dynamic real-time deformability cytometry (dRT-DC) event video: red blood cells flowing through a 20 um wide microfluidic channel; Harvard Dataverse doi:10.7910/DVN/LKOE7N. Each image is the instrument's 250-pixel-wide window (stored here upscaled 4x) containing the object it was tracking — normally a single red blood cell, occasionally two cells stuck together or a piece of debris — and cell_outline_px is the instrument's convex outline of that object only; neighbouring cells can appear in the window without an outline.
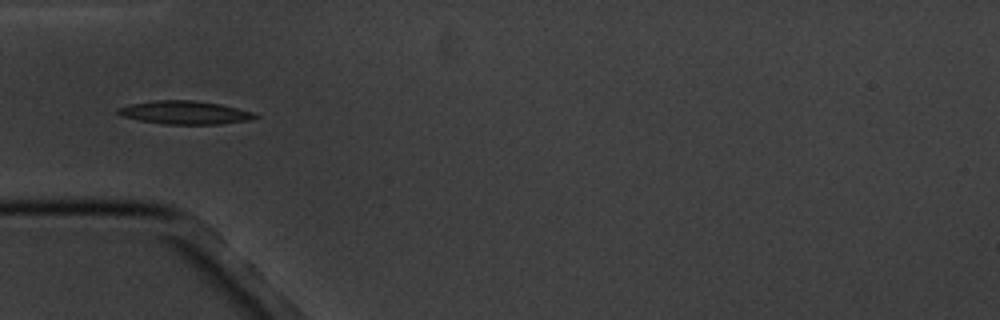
{"species": "common noctule bat (a hibernating species)", "species_latin": "Nyctalus noctula", "temperature_condition": "cold", "stored_images_in_passage": 6, "camera_frame_rate_fps": 3000, "um_per_image_px": 0.085, "animal": {"sex": "male", "body_mass_g": 20.1, "forearm_length_mm": 53.5}, "frame": {"image": 1, "passage_image": 5, "time_ms": 5.333, "image_size_px": [1000, 320], "cell_outline_px": [[260, 116], [248, 120], [220, 124], [164, 124], [140, 120], [120, 116], [116, 112], [116, 108], [132, 104], [156, 100], [192, 100], [220, 104], [252, 112]], "centroid_in_image_um": [15.67, 9.57], "position_along_channel_um": 69.3, "area_um2": 18.44}}
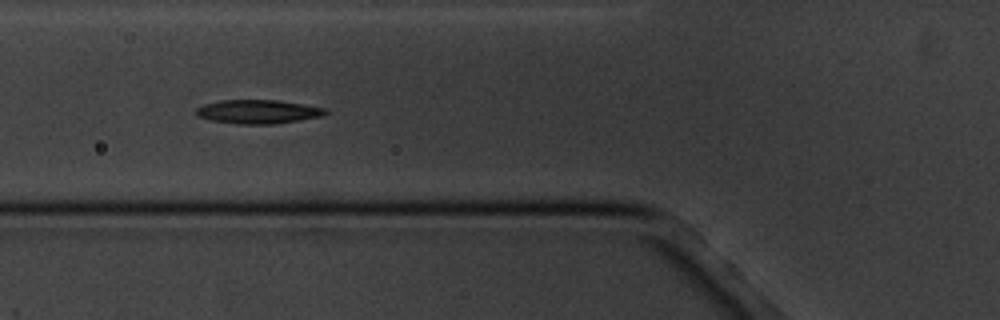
{"frame": {"image": 2, "passage_image": 6, "time_ms": 6.333, "image_size_px": [1000, 320], "cell_outline_px": [[328, 112], [320, 116], [300, 120], [272, 124], [236, 124], [212, 120], [200, 116], [196, 112], [196, 108], [204, 104], [220, 100], [276, 100], [328, 108]], "centroid_in_image_um": [21.95, 9.49], "position_along_channel_um": 103.8, "area_um2": 17.8}}